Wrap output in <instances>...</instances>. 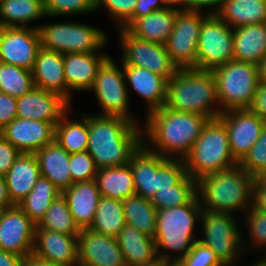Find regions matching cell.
<instances>
[{"label": "cell", "mask_w": 266, "mask_h": 266, "mask_svg": "<svg viewBox=\"0 0 266 266\" xmlns=\"http://www.w3.org/2000/svg\"><path fill=\"white\" fill-rule=\"evenodd\" d=\"M209 120L204 115L177 112L163 106L147 114L144 132L153 148L147 147L145 140L143 145L162 157L176 159L180 155L184 159Z\"/></svg>", "instance_id": "6da1fadb"}, {"label": "cell", "mask_w": 266, "mask_h": 266, "mask_svg": "<svg viewBox=\"0 0 266 266\" xmlns=\"http://www.w3.org/2000/svg\"><path fill=\"white\" fill-rule=\"evenodd\" d=\"M87 151L98 169L123 166L143 144L141 130L125 118L88 115Z\"/></svg>", "instance_id": "7a4b0ae2"}, {"label": "cell", "mask_w": 266, "mask_h": 266, "mask_svg": "<svg viewBox=\"0 0 266 266\" xmlns=\"http://www.w3.org/2000/svg\"><path fill=\"white\" fill-rule=\"evenodd\" d=\"M215 75L212 70L178 69L167 81L165 107L177 112L196 113L210 120L221 115Z\"/></svg>", "instance_id": "3957f363"}, {"label": "cell", "mask_w": 266, "mask_h": 266, "mask_svg": "<svg viewBox=\"0 0 266 266\" xmlns=\"http://www.w3.org/2000/svg\"><path fill=\"white\" fill-rule=\"evenodd\" d=\"M253 179L239 164L202 176L197 180V196L202 210L223 214L237 209L248 212L252 206Z\"/></svg>", "instance_id": "277c9868"}, {"label": "cell", "mask_w": 266, "mask_h": 266, "mask_svg": "<svg viewBox=\"0 0 266 266\" xmlns=\"http://www.w3.org/2000/svg\"><path fill=\"white\" fill-rule=\"evenodd\" d=\"M202 205L196 195L188 204L157 210L156 231L153 237L157 256L171 258L160 249L179 252L175 258H183L198 241L194 237V223L200 218Z\"/></svg>", "instance_id": "5b68a950"}, {"label": "cell", "mask_w": 266, "mask_h": 266, "mask_svg": "<svg viewBox=\"0 0 266 266\" xmlns=\"http://www.w3.org/2000/svg\"><path fill=\"white\" fill-rule=\"evenodd\" d=\"M184 162L187 174L196 180L238 165L230 149L227 127L219 118L207 122Z\"/></svg>", "instance_id": "8992f818"}, {"label": "cell", "mask_w": 266, "mask_h": 266, "mask_svg": "<svg viewBox=\"0 0 266 266\" xmlns=\"http://www.w3.org/2000/svg\"><path fill=\"white\" fill-rule=\"evenodd\" d=\"M136 194L151 200L157 191L178 184L186 175L184 159H170L151 152L143 144L129 162Z\"/></svg>", "instance_id": "52a82bcc"}, {"label": "cell", "mask_w": 266, "mask_h": 266, "mask_svg": "<svg viewBox=\"0 0 266 266\" xmlns=\"http://www.w3.org/2000/svg\"><path fill=\"white\" fill-rule=\"evenodd\" d=\"M212 72L221 112L248 109L259 84L257 65L232 60Z\"/></svg>", "instance_id": "ba28073f"}, {"label": "cell", "mask_w": 266, "mask_h": 266, "mask_svg": "<svg viewBox=\"0 0 266 266\" xmlns=\"http://www.w3.org/2000/svg\"><path fill=\"white\" fill-rule=\"evenodd\" d=\"M41 47L61 54L97 52L107 42L104 31L81 23L37 26Z\"/></svg>", "instance_id": "9c48e42d"}, {"label": "cell", "mask_w": 266, "mask_h": 266, "mask_svg": "<svg viewBox=\"0 0 266 266\" xmlns=\"http://www.w3.org/2000/svg\"><path fill=\"white\" fill-rule=\"evenodd\" d=\"M203 237L198 241L210 247L224 266H233L244 245L236 219L231 214L202 210ZM243 243V244H242ZM241 250V251H240Z\"/></svg>", "instance_id": "30bf717a"}, {"label": "cell", "mask_w": 266, "mask_h": 266, "mask_svg": "<svg viewBox=\"0 0 266 266\" xmlns=\"http://www.w3.org/2000/svg\"><path fill=\"white\" fill-rule=\"evenodd\" d=\"M234 60L233 28L216 14L202 22L197 46V69L213 70Z\"/></svg>", "instance_id": "8fae6325"}, {"label": "cell", "mask_w": 266, "mask_h": 266, "mask_svg": "<svg viewBox=\"0 0 266 266\" xmlns=\"http://www.w3.org/2000/svg\"><path fill=\"white\" fill-rule=\"evenodd\" d=\"M201 11L179 10L168 40L166 50L178 69H197V46L203 20Z\"/></svg>", "instance_id": "7c38bea8"}, {"label": "cell", "mask_w": 266, "mask_h": 266, "mask_svg": "<svg viewBox=\"0 0 266 266\" xmlns=\"http://www.w3.org/2000/svg\"><path fill=\"white\" fill-rule=\"evenodd\" d=\"M123 68H118L109 57L99 68L92 90H94L103 112L99 116L125 118L133 123L135 119L129 114L128 85Z\"/></svg>", "instance_id": "4fadbf2b"}, {"label": "cell", "mask_w": 266, "mask_h": 266, "mask_svg": "<svg viewBox=\"0 0 266 266\" xmlns=\"http://www.w3.org/2000/svg\"><path fill=\"white\" fill-rule=\"evenodd\" d=\"M122 46V65L142 67L169 81L178 68L172 63L165 44L134 37L125 28H118Z\"/></svg>", "instance_id": "5bb4252c"}, {"label": "cell", "mask_w": 266, "mask_h": 266, "mask_svg": "<svg viewBox=\"0 0 266 266\" xmlns=\"http://www.w3.org/2000/svg\"><path fill=\"white\" fill-rule=\"evenodd\" d=\"M40 48L37 27H0V62L32 70Z\"/></svg>", "instance_id": "9a60e30c"}, {"label": "cell", "mask_w": 266, "mask_h": 266, "mask_svg": "<svg viewBox=\"0 0 266 266\" xmlns=\"http://www.w3.org/2000/svg\"><path fill=\"white\" fill-rule=\"evenodd\" d=\"M219 119L227 127L232 155L240 162L259 139L266 121L249 109L222 112Z\"/></svg>", "instance_id": "2e32d148"}, {"label": "cell", "mask_w": 266, "mask_h": 266, "mask_svg": "<svg viewBox=\"0 0 266 266\" xmlns=\"http://www.w3.org/2000/svg\"><path fill=\"white\" fill-rule=\"evenodd\" d=\"M36 224L18 207L0 212V249L22 258L32 254Z\"/></svg>", "instance_id": "e0dca14e"}, {"label": "cell", "mask_w": 266, "mask_h": 266, "mask_svg": "<svg viewBox=\"0 0 266 266\" xmlns=\"http://www.w3.org/2000/svg\"><path fill=\"white\" fill-rule=\"evenodd\" d=\"M78 266H127L115 237L90 229L78 235Z\"/></svg>", "instance_id": "ac0fdd59"}, {"label": "cell", "mask_w": 266, "mask_h": 266, "mask_svg": "<svg viewBox=\"0 0 266 266\" xmlns=\"http://www.w3.org/2000/svg\"><path fill=\"white\" fill-rule=\"evenodd\" d=\"M69 106L61 95L34 86L17 98V117L49 122L55 127Z\"/></svg>", "instance_id": "d6986e66"}, {"label": "cell", "mask_w": 266, "mask_h": 266, "mask_svg": "<svg viewBox=\"0 0 266 266\" xmlns=\"http://www.w3.org/2000/svg\"><path fill=\"white\" fill-rule=\"evenodd\" d=\"M0 134L21 153H35L54 140L55 127L49 122L16 117Z\"/></svg>", "instance_id": "ffe728a7"}, {"label": "cell", "mask_w": 266, "mask_h": 266, "mask_svg": "<svg viewBox=\"0 0 266 266\" xmlns=\"http://www.w3.org/2000/svg\"><path fill=\"white\" fill-rule=\"evenodd\" d=\"M32 254L62 266H78V236L35 229Z\"/></svg>", "instance_id": "44dd1931"}, {"label": "cell", "mask_w": 266, "mask_h": 266, "mask_svg": "<svg viewBox=\"0 0 266 266\" xmlns=\"http://www.w3.org/2000/svg\"><path fill=\"white\" fill-rule=\"evenodd\" d=\"M31 72L35 87L57 93L71 102L64 76V54L41 47Z\"/></svg>", "instance_id": "7402d4cb"}, {"label": "cell", "mask_w": 266, "mask_h": 266, "mask_svg": "<svg viewBox=\"0 0 266 266\" xmlns=\"http://www.w3.org/2000/svg\"><path fill=\"white\" fill-rule=\"evenodd\" d=\"M109 57L97 52L64 54V76L69 90H91L99 68Z\"/></svg>", "instance_id": "603a6c76"}, {"label": "cell", "mask_w": 266, "mask_h": 266, "mask_svg": "<svg viewBox=\"0 0 266 266\" xmlns=\"http://www.w3.org/2000/svg\"><path fill=\"white\" fill-rule=\"evenodd\" d=\"M69 211L80 229H89L101 197L95 180L75 182L62 192Z\"/></svg>", "instance_id": "cb8c5ba5"}, {"label": "cell", "mask_w": 266, "mask_h": 266, "mask_svg": "<svg viewBox=\"0 0 266 266\" xmlns=\"http://www.w3.org/2000/svg\"><path fill=\"white\" fill-rule=\"evenodd\" d=\"M126 84L147 102V114L162 108L166 103L167 80L142 67L122 65Z\"/></svg>", "instance_id": "d4e9b609"}, {"label": "cell", "mask_w": 266, "mask_h": 266, "mask_svg": "<svg viewBox=\"0 0 266 266\" xmlns=\"http://www.w3.org/2000/svg\"><path fill=\"white\" fill-rule=\"evenodd\" d=\"M34 155L41 177L49 179L62 192L73 184L69 170L70 154L57 141L53 140Z\"/></svg>", "instance_id": "484cf974"}, {"label": "cell", "mask_w": 266, "mask_h": 266, "mask_svg": "<svg viewBox=\"0 0 266 266\" xmlns=\"http://www.w3.org/2000/svg\"><path fill=\"white\" fill-rule=\"evenodd\" d=\"M181 8L166 7L162 10L134 19L125 29L134 37L145 41L165 44L173 31Z\"/></svg>", "instance_id": "4316f807"}, {"label": "cell", "mask_w": 266, "mask_h": 266, "mask_svg": "<svg viewBox=\"0 0 266 266\" xmlns=\"http://www.w3.org/2000/svg\"><path fill=\"white\" fill-rule=\"evenodd\" d=\"M41 177L34 153H21L5 175L11 201L18 205Z\"/></svg>", "instance_id": "83f0119b"}, {"label": "cell", "mask_w": 266, "mask_h": 266, "mask_svg": "<svg viewBox=\"0 0 266 266\" xmlns=\"http://www.w3.org/2000/svg\"><path fill=\"white\" fill-rule=\"evenodd\" d=\"M234 60L257 65L266 55V26L251 24L233 29Z\"/></svg>", "instance_id": "f1b7e54d"}, {"label": "cell", "mask_w": 266, "mask_h": 266, "mask_svg": "<svg viewBox=\"0 0 266 266\" xmlns=\"http://www.w3.org/2000/svg\"><path fill=\"white\" fill-rule=\"evenodd\" d=\"M127 266H138L157 257L155 241L126 224L116 237Z\"/></svg>", "instance_id": "f546056e"}, {"label": "cell", "mask_w": 266, "mask_h": 266, "mask_svg": "<svg viewBox=\"0 0 266 266\" xmlns=\"http://www.w3.org/2000/svg\"><path fill=\"white\" fill-rule=\"evenodd\" d=\"M216 15L233 29L251 24H264L266 0H224Z\"/></svg>", "instance_id": "4dcf8cb0"}, {"label": "cell", "mask_w": 266, "mask_h": 266, "mask_svg": "<svg viewBox=\"0 0 266 266\" xmlns=\"http://www.w3.org/2000/svg\"><path fill=\"white\" fill-rule=\"evenodd\" d=\"M95 181L101 196L124 201L136 194L129 163L123 166L98 169Z\"/></svg>", "instance_id": "1f68e13d"}, {"label": "cell", "mask_w": 266, "mask_h": 266, "mask_svg": "<svg viewBox=\"0 0 266 266\" xmlns=\"http://www.w3.org/2000/svg\"><path fill=\"white\" fill-rule=\"evenodd\" d=\"M43 16L44 0H0V27L25 28V23Z\"/></svg>", "instance_id": "d6a6232c"}, {"label": "cell", "mask_w": 266, "mask_h": 266, "mask_svg": "<svg viewBox=\"0 0 266 266\" xmlns=\"http://www.w3.org/2000/svg\"><path fill=\"white\" fill-rule=\"evenodd\" d=\"M62 194L49 179L40 177L18 207L37 225L51 203Z\"/></svg>", "instance_id": "836d02e7"}, {"label": "cell", "mask_w": 266, "mask_h": 266, "mask_svg": "<svg viewBox=\"0 0 266 266\" xmlns=\"http://www.w3.org/2000/svg\"><path fill=\"white\" fill-rule=\"evenodd\" d=\"M122 203L126 224L153 238L156 231L157 209L151 201L134 194Z\"/></svg>", "instance_id": "e575fe53"}, {"label": "cell", "mask_w": 266, "mask_h": 266, "mask_svg": "<svg viewBox=\"0 0 266 266\" xmlns=\"http://www.w3.org/2000/svg\"><path fill=\"white\" fill-rule=\"evenodd\" d=\"M125 225L122 201L101 196L89 229L116 238Z\"/></svg>", "instance_id": "d590c367"}, {"label": "cell", "mask_w": 266, "mask_h": 266, "mask_svg": "<svg viewBox=\"0 0 266 266\" xmlns=\"http://www.w3.org/2000/svg\"><path fill=\"white\" fill-rule=\"evenodd\" d=\"M88 115L79 121L68 120L67 112L55 126L54 140L69 154L87 151L88 145Z\"/></svg>", "instance_id": "8d00e7d4"}, {"label": "cell", "mask_w": 266, "mask_h": 266, "mask_svg": "<svg viewBox=\"0 0 266 266\" xmlns=\"http://www.w3.org/2000/svg\"><path fill=\"white\" fill-rule=\"evenodd\" d=\"M35 229L52 230L72 236H78L81 232L69 211L67 200L62 194L51 203Z\"/></svg>", "instance_id": "74e56055"}, {"label": "cell", "mask_w": 266, "mask_h": 266, "mask_svg": "<svg viewBox=\"0 0 266 266\" xmlns=\"http://www.w3.org/2000/svg\"><path fill=\"white\" fill-rule=\"evenodd\" d=\"M197 195V180L186 175L178 184L157 191L150 200L157 210L188 204Z\"/></svg>", "instance_id": "f35d334b"}, {"label": "cell", "mask_w": 266, "mask_h": 266, "mask_svg": "<svg viewBox=\"0 0 266 266\" xmlns=\"http://www.w3.org/2000/svg\"><path fill=\"white\" fill-rule=\"evenodd\" d=\"M33 87L31 70L0 62V92L18 98Z\"/></svg>", "instance_id": "ab89813d"}, {"label": "cell", "mask_w": 266, "mask_h": 266, "mask_svg": "<svg viewBox=\"0 0 266 266\" xmlns=\"http://www.w3.org/2000/svg\"><path fill=\"white\" fill-rule=\"evenodd\" d=\"M44 10L47 17L89 14L96 11V0H44Z\"/></svg>", "instance_id": "60d3db41"}, {"label": "cell", "mask_w": 266, "mask_h": 266, "mask_svg": "<svg viewBox=\"0 0 266 266\" xmlns=\"http://www.w3.org/2000/svg\"><path fill=\"white\" fill-rule=\"evenodd\" d=\"M238 164L253 177L266 170V123L259 139Z\"/></svg>", "instance_id": "b9f144b4"}, {"label": "cell", "mask_w": 266, "mask_h": 266, "mask_svg": "<svg viewBox=\"0 0 266 266\" xmlns=\"http://www.w3.org/2000/svg\"><path fill=\"white\" fill-rule=\"evenodd\" d=\"M69 167L72 183L95 180L98 171L88 151L70 154Z\"/></svg>", "instance_id": "7bdbcfd3"}, {"label": "cell", "mask_w": 266, "mask_h": 266, "mask_svg": "<svg viewBox=\"0 0 266 266\" xmlns=\"http://www.w3.org/2000/svg\"><path fill=\"white\" fill-rule=\"evenodd\" d=\"M138 0H96V10L104 6L120 28H126L134 20V8Z\"/></svg>", "instance_id": "ee69618b"}, {"label": "cell", "mask_w": 266, "mask_h": 266, "mask_svg": "<svg viewBox=\"0 0 266 266\" xmlns=\"http://www.w3.org/2000/svg\"><path fill=\"white\" fill-rule=\"evenodd\" d=\"M186 266H224L214 251L196 241L192 249L183 257Z\"/></svg>", "instance_id": "f6af8a7d"}, {"label": "cell", "mask_w": 266, "mask_h": 266, "mask_svg": "<svg viewBox=\"0 0 266 266\" xmlns=\"http://www.w3.org/2000/svg\"><path fill=\"white\" fill-rule=\"evenodd\" d=\"M247 221L250 240L256 246H266V212L257 210L253 206L248 209ZM266 248V247H265Z\"/></svg>", "instance_id": "bcb514c9"}, {"label": "cell", "mask_w": 266, "mask_h": 266, "mask_svg": "<svg viewBox=\"0 0 266 266\" xmlns=\"http://www.w3.org/2000/svg\"><path fill=\"white\" fill-rule=\"evenodd\" d=\"M17 117V98L0 92V131Z\"/></svg>", "instance_id": "7dc6e473"}, {"label": "cell", "mask_w": 266, "mask_h": 266, "mask_svg": "<svg viewBox=\"0 0 266 266\" xmlns=\"http://www.w3.org/2000/svg\"><path fill=\"white\" fill-rule=\"evenodd\" d=\"M21 152L0 134V175L5 176Z\"/></svg>", "instance_id": "c3c4849f"}, {"label": "cell", "mask_w": 266, "mask_h": 266, "mask_svg": "<svg viewBox=\"0 0 266 266\" xmlns=\"http://www.w3.org/2000/svg\"><path fill=\"white\" fill-rule=\"evenodd\" d=\"M248 109L266 121V82L259 81L256 93Z\"/></svg>", "instance_id": "681fc988"}, {"label": "cell", "mask_w": 266, "mask_h": 266, "mask_svg": "<svg viewBox=\"0 0 266 266\" xmlns=\"http://www.w3.org/2000/svg\"><path fill=\"white\" fill-rule=\"evenodd\" d=\"M251 202L255 209L266 212V181L259 176L253 179Z\"/></svg>", "instance_id": "f907efd6"}, {"label": "cell", "mask_w": 266, "mask_h": 266, "mask_svg": "<svg viewBox=\"0 0 266 266\" xmlns=\"http://www.w3.org/2000/svg\"><path fill=\"white\" fill-rule=\"evenodd\" d=\"M164 8H166V6L161 0H138L134 8V19L147 16L154 11Z\"/></svg>", "instance_id": "816d5d0a"}, {"label": "cell", "mask_w": 266, "mask_h": 266, "mask_svg": "<svg viewBox=\"0 0 266 266\" xmlns=\"http://www.w3.org/2000/svg\"><path fill=\"white\" fill-rule=\"evenodd\" d=\"M223 1L224 0H186V9L201 11L202 7L210 8L217 5L216 9L209 10V14H217L222 7Z\"/></svg>", "instance_id": "f5cc1de1"}, {"label": "cell", "mask_w": 266, "mask_h": 266, "mask_svg": "<svg viewBox=\"0 0 266 266\" xmlns=\"http://www.w3.org/2000/svg\"><path fill=\"white\" fill-rule=\"evenodd\" d=\"M16 206L10 198L5 176L0 175V208L8 209Z\"/></svg>", "instance_id": "db71d44e"}, {"label": "cell", "mask_w": 266, "mask_h": 266, "mask_svg": "<svg viewBox=\"0 0 266 266\" xmlns=\"http://www.w3.org/2000/svg\"><path fill=\"white\" fill-rule=\"evenodd\" d=\"M23 258L0 249V266H21Z\"/></svg>", "instance_id": "11a10c76"}, {"label": "cell", "mask_w": 266, "mask_h": 266, "mask_svg": "<svg viewBox=\"0 0 266 266\" xmlns=\"http://www.w3.org/2000/svg\"><path fill=\"white\" fill-rule=\"evenodd\" d=\"M21 266H62V265L43 260L39 257L34 256L33 254H30L23 258Z\"/></svg>", "instance_id": "9f6ffc18"}, {"label": "cell", "mask_w": 266, "mask_h": 266, "mask_svg": "<svg viewBox=\"0 0 266 266\" xmlns=\"http://www.w3.org/2000/svg\"><path fill=\"white\" fill-rule=\"evenodd\" d=\"M259 81L266 82V55L257 64Z\"/></svg>", "instance_id": "6f0895ef"}, {"label": "cell", "mask_w": 266, "mask_h": 266, "mask_svg": "<svg viewBox=\"0 0 266 266\" xmlns=\"http://www.w3.org/2000/svg\"><path fill=\"white\" fill-rule=\"evenodd\" d=\"M163 266H186L183 258H163Z\"/></svg>", "instance_id": "680465c9"}, {"label": "cell", "mask_w": 266, "mask_h": 266, "mask_svg": "<svg viewBox=\"0 0 266 266\" xmlns=\"http://www.w3.org/2000/svg\"><path fill=\"white\" fill-rule=\"evenodd\" d=\"M161 1L166 7L176 8L175 7L176 5L177 6L180 5L183 7L181 8V10L186 9V0H161Z\"/></svg>", "instance_id": "91938a15"}, {"label": "cell", "mask_w": 266, "mask_h": 266, "mask_svg": "<svg viewBox=\"0 0 266 266\" xmlns=\"http://www.w3.org/2000/svg\"><path fill=\"white\" fill-rule=\"evenodd\" d=\"M138 266H163V258L157 256L153 260Z\"/></svg>", "instance_id": "94428289"}, {"label": "cell", "mask_w": 266, "mask_h": 266, "mask_svg": "<svg viewBox=\"0 0 266 266\" xmlns=\"http://www.w3.org/2000/svg\"><path fill=\"white\" fill-rule=\"evenodd\" d=\"M253 266H266V259H263V261L262 260L259 261L258 263L254 264Z\"/></svg>", "instance_id": "6125c7cd"}, {"label": "cell", "mask_w": 266, "mask_h": 266, "mask_svg": "<svg viewBox=\"0 0 266 266\" xmlns=\"http://www.w3.org/2000/svg\"><path fill=\"white\" fill-rule=\"evenodd\" d=\"M259 177L266 181V170Z\"/></svg>", "instance_id": "be15d7a7"}]
</instances>
